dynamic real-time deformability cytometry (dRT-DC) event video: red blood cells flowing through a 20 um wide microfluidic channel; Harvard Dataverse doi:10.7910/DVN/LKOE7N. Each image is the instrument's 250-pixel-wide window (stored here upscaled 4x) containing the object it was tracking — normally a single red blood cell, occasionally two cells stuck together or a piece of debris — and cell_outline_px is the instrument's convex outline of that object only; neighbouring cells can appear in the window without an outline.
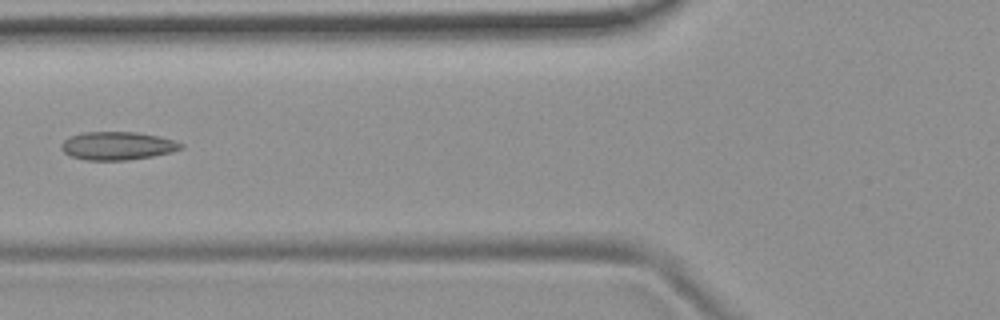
{"species": "common noctule bat (a hibernating species)", "species_latin": "Nyctalus noctula", "temperature_condition": "room temperature", "stored_images_in_passage": 5, "camera_frame_rate_fps": 3000, "um_per_image_px": 0.085, "animal": {"sex": "female", "body_mass_g": 19.9}, "frame": {"image": 1, "passage_image": 5, "time_ms": 4.667, "image_size_px": [1000, 320], "cell_outline_px": [[184, 148], [172, 152], [152, 156], [128, 160], [84, 160], [72, 156], [64, 152], [60, 148], [60, 144], [64, 140], [72, 136], [84, 132], [136, 132], [156, 136], [172, 140], [184, 144]], "centroid_in_image_um": [9.98, 12.4], "position_along_channel_um": 115.8, "area_um2": 19.54}}